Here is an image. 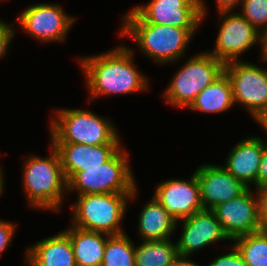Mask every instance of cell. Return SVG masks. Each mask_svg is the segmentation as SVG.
<instances>
[{
  "label": "cell",
  "instance_id": "25",
  "mask_svg": "<svg viewBox=\"0 0 267 266\" xmlns=\"http://www.w3.org/2000/svg\"><path fill=\"white\" fill-rule=\"evenodd\" d=\"M241 15L253 25L259 33L267 30V0H243ZM261 28V29H260Z\"/></svg>",
  "mask_w": 267,
  "mask_h": 266
},
{
  "label": "cell",
  "instance_id": "15",
  "mask_svg": "<svg viewBox=\"0 0 267 266\" xmlns=\"http://www.w3.org/2000/svg\"><path fill=\"white\" fill-rule=\"evenodd\" d=\"M195 174L204 210H212L238 197L248 188L220 165L203 164L195 170Z\"/></svg>",
  "mask_w": 267,
  "mask_h": 266
},
{
  "label": "cell",
  "instance_id": "8",
  "mask_svg": "<svg viewBox=\"0 0 267 266\" xmlns=\"http://www.w3.org/2000/svg\"><path fill=\"white\" fill-rule=\"evenodd\" d=\"M224 73L230 80L234 103L243 105L255 119L267 108V68L239 60L226 63Z\"/></svg>",
  "mask_w": 267,
  "mask_h": 266
},
{
  "label": "cell",
  "instance_id": "33",
  "mask_svg": "<svg viewBox=\"0 0 267 266\" xmlns=\"http://www.w3.org/2000/svg\"><path fill=\"white\" fill-rule=\"evenodd\" d=\"M255 121L258 122L257 124H259V126H261L260 128L267 134V108L255 118Z\"/></svg>",
  "mask_w": 267,
  "mask_h": 266
},
{
  "label": "cell",
  "instance_id": "7",
  "mask_svg": "<svg viewBox=\"0 0 267 266\" xmlns=\"http://www.w3.org/2000/svg\"><path fill=\"white\" fill-rule=\"evenodd\" d=\"M129 155L123 146L100 167L84 168L67 182V192L83 194L133 193L137 187Z\"/></svg>",
  "mask_w": 267,
  "mask_h": 266
},
{
  "label": "cell",
  "instance_id": "13",
  "mask_svg": "<svg viewBox=\"0 0 267 266\" xmlns=\"http://www.w3.org/2000/svg\"><path fill=\"white\" fill-rule=\"evenodd\" d=\"M188 180L170 179L159 183L154 197L177 220L191 217L204 210L195 171Z\"/></svg>",
  "mask_w": 267,
  "mask_h": 266
},
{
  "label": "cell",
  "instance_id": "28",
  "mask_svg": "<svg viewBox=\"0 0 267 266\" xmlns=\"http://www.w3.org/2000/svg\"><path fill=\"white\" fill-rule=\"evenodd\" d=\"M15 229L16 224L0 219V255L8 246H11L10 243L16 231Z\"/></svg>",
  "mask_w": 267,
  "mask_h": 266
},
{
  "label": "cell",
  "instance_id": "12",
  "mask_svg": "<svg viewBox=\"0 0 267 266\" xmlns=\"http://www.w3.org/2000/svg\"><path fill=\"white\" fill-rule=\"evenodd\" d=\"M230 240L263 230L260 223L259 196L251 187L238 197L211 210Z\"/></svg>",
  "mask_w": 267,
  "mask_h": 266
},
{
  "label": "cell",
  "instance_id": "31",
  "mask_svg": "<svg viewBox=\"0 0 267 266\" xmlns=\"http://www.w3.org/2000/svg\"><path fill=\"white\" fill-rule=\"evenodd\" d=\"M242 1L243 0H216L218 13L231 12L233 11V8L235 9L237 7V5H241Z\"/></svg>",
  "mask_w": 267,
  "mask_h": 266
},
{
  "label": "cell",
  "instance_id": "26",
  "mask_svg": "<svg viewBox=\"0 0 267 266\" xmlns=\"http://www.w3.org/2000/svg\"><path fill=\"white\" fill-rule=\"evenodd\" d=\"M230 248L229 253L215 257L207 266H247L234 245Z\"/></svg>",
  "mask_w": 267,
  "mask_h": 266
},
{
  "label": "cell",
  "instance_id": "18",
  "mask_svg": "<svg viewBox=\"0 0 267 266\" xmlns=\"http://www.w3.org/2000/svg\"><path fill=\"white\" fill-rule=\"evenodd\" d=\"M26 250L25 264L29 266H77L70 238L64 230Z\"/></svg>",
  "mask_w": 267,
  "mask_h": 266
},
{
  "label": "cell",
  "instance_id": "3",
  "mask_svg": "<svg viewBox=\"0 0 267 266\" xmlns=\"http://www.w3.org/2000/svg\"><path fill=\"white\" fill-rule=\"evenodd\" d=\"M23 162V186L28 206L33 209L60 211L67 179L58 151L51 144L50 157L30 156Z\"/></svg>",
  "mask_w": 267,
  "mask_h": 266
},
{
  "label": "cell",
  "instance_id": "4",
  "mask_svg": "<svg viewBox=\"0 0 267 266\" xmlns=\"http://www.w3.org/2000/svg\"><path fill=\"white\" fill-rule=\"evenodd\" d=\"M51 118V143H77L91 146L121 144L113 123L82 109H57Z\"/></svg>",
  "mask_w": 267,
  "mask_h": 266
},
{
  "label": "cell",
  "instance_id": "5",
  "mask_svg": "<svg viewBox=\"0 0 267 266\" xmlns=\"http://www.w3.org/2000/svg\"><path fill=\"white\" fill-rule=\"evenodd\" d=\"M133 193H106L78 195L77 202L71 205L72 226L102 232L109 235H121L126 231L121 228L128 202L136 196Z\"/></svg>",
  "mask_w": 267,
  "mask_h": 266
},
{
  "label": "cell",
  "instance_id": "32",
  "mask_svg": "<svg viewBox=\"0 0 267 266\" xmlns=\"http://www.w3.org/2000/svg\"><path fill=\"white\" fill-rule=\"evenodd\" d=\"M261 61L267 62V30L261 34Z\"/></svg>",
  "mask_w": 267,
  "mask_h": 266
},
{
  "label": "cell",
  "instance_id": "11",
  "mask_svg": "<svg viewBox=\"0 0 267 266\" xmlns=\"http://www.w3.org/2000/svg\"><path fill=\"white\" fill-rule=\"evenodd\" d=\"M221 27L215 42V49L208 51L224 64L239 61L246 51L255 44H261V33L240 13H219Z\"/></svg>",
  "mask_w": 267,
  "mask_h": 266
},
{
  "label": "cell",
  "instance_id": "27",
  "mask_svg": "<svg viewBox=\"0 0 267 266\" xmlns=\"http://www.w3.org/2000/svg\"><path fill=\"white\" fill-rule=\"evenodd\" d=\"M13 24H7L0 19V58L7 54L12 38L15 37Z\"/></svg>",
  "mask_w": 267,
  "mask_h": 266
},
{
  "label": "cell",
  "instance_id": "35",
  "mask_svg": "<svg viewBox=\"0 0 267 266\" xmlns=\"http://www.w3.org/2000/svg\"><path fill=\"white\" fill-rule=\"evenodd\" d=\"M3 170H2V167H1V165H0V195L2 194V193H4V185H5V183H4V178H3Z\"/></svg>",
  "mask_w": 267,
  "mask_h": 266
},
{
  "label": "cell",
  "instance_id": "23",
  "mask_svg": "<svg viewBox=\"0 0 267 266\" xmlns=\"http://www.w3.org/2000/svg\"><path fill=\"white\" fill-rule=\"evenodd\" d=\"M231 241L247 266H267V230L238 236Z\"/></svg>",
  "mask_w": 267,
  "mask_h": 266
},
{
  "label": "cell",
  "instance_id": "17",
  "mask_svg": "<svg viewBox=\"0 0 267 266\" xmlns=\"http://www.w3.org/2000/svg\"><path fill=\"white\" fill-rule=\"evenodd\" d=\"M266 141L258 136L246 137L229 152L223 166L236 179L250 188L257 189V174Z\"/></svg>",
  "mask_w": 267,
  "mask_h": 266
},
{
  "label": "cell",
  "instance_id": "24",
  "mask_svg": "<svg viewBox=\"0 0 267 266\" xmlns=\"http://www.w3.org/2000/svg\"><path fill=\"white\" fill-rule=\"evenodd\" d=\"M135 246L126 233L110 235L101 266H135Z\"/></svg>",
  "mask_w": 267,
  "mask_h": 266
},
{
  "label": "cell",
  "instance_id": "6",
  "mask_svg": "<svg viewBox=\"0 0 267 266\" xmlns=\"http://www.w3.org/2000/svg\"><path fill=\"white\" fill-rule=\"evenodd\" d=\"M225 64L208 52L188 58L165 88L163 97L174 107L188 108L196 96L224 73Z\"/></svg>",
  "mask_w": 267,
  "mask_h": 266
},
{
  "label": "cell",
  "instance_id": "19",
  "mask_svg": "<svg viewBox=\"0 0 267 266\" xmlns=\"http://www.w3.org/2000/svg\"><path fill=\"white\" fill-rule=\"evenodd\" d=\"M138 220L137 233L142 241L171 239L178 228L177 220L154 196L144 205Z\"/></svg>",
  "mask_w": 267,
  "mask_h": 266
},
{
  "label": "cell",
  "instance_id": "16",
  "mask_svg": "<svg viewBox=\"0 0 267 266\" xmlns=\"http://www.w3.org/2000/svg\"><path fill=\"white\" fill-rule=\"evenodd\" d=\"M58 151L67 182L84 168L100 167L122 146L121 144H102L91 146L77 143H52Z\"/></svg>",
  "mask_w": 267,
  "mask_h": 266
},
{
  "label": "cell",
  "instance_id": "20",
  "mask_svg": "<svg viewBox=\"0 0 267 266\" xmlns=\"http://www.w3.org/2000/svg\"><path fill=\"white\" fill-rule=\"evenodd\" d=\"M64 231L70 238L77 266H101L109 234L87 231L72 225Z\"/></svg>",
  "mask_w": 267,
  "mask_h": 266
},
{
  "label": "cell",
  "instance_id": "2",
  "mask_svg": "<svg viewBox=\"0 0 267 266\" xmlns=\"http://www.w3.org/2000/svg\"><path fill=\"white\" fill-rule=\"evenodd\" d=\"M123 19L120 37L131 36L140 51L153 59L156 64L174 63L180 60L198 29L149 24L133 10H130Z\"/></svg>",
  "mask_w": 267,
  "mask_h": 266
},
{
  "label": "cell",
  "instance_id": "9",
  "mask_svg": "<svg viewBox=\"0 0 267 266\" xmlns=\"http://www.w3.org/2000/svg\"><path fill=\"white\" fill-rule=\"evenodd\" d=\"M204 0H150L132 10L146 23L198 28L206 17Z\"/></svg>",
  "mask_w": 267,
  "mask_h": 266
},
{
  "label": "cell",
  "instance_id": "22",
  "mask_svg": "<svg viewBox=\"0 0 267 266\" xmlns=\"http://www.w3.org/2000/svg\"><path fill=\"white\" fill-rule=\"evenodd\" d=\"M178 257L171 239L142 241L135 247V266H171Z\"/></svg>",
  "mask_w": 267,
  "mask_h": 266
},
{
  "label": "cell",
  "instance_id": "30",
  "mask_svg": "<svg viewBox=\"0 0 267 266\" xmlns=\"http://www.w3.org/2000/svg\"><path fill=\"white\" fill-rule=\"evenodd\" d=\"M267 185V143L263 147L259 171L257 174V189Z\"/></svg>",
  "mask_w": 267,
  "mask_h": 266
},
{
  "label": "cell",
  "instance_id": "34",
  "mask_svg": "<svg viewBox=\"0 0 267 266\" xmlns=\"http://www.w3.org/2000/svg\"><path fill=\"white\" fill-rule=\"evenodd\" d=\"M171 266H201L194 261L191 262L189 257H178V259Z\"/></svg>",
  "mask_w": 267,
  "mask_h": 266
},
{
  "label": "cell",
  "instance_id": "14",
  "mask_svg": "<svg viewBox=\"0 0 267 266\" xmlns=\"http://www.w3.org/2000/svg\"><path fill=\"white\" fill-rule=\"evenodd\" d=\"M179 221L184 223L182 234L175 243L179 257H189L210 244L230 240L211 210L194 213L191 217Z\"/></svg>",
  "mask_w": 267,
  "mask_h": 266
},
{
  "label": "cell",
  "instance_id": "10",
  "mask_svg": "<svg viewBox=\"0 0 267 266\" xmlns=\"http://www.w3.org/2000/svg\"><path fill=\"white\" fill-rule=\"evenodd\" d=\"M75 19L60 5L46 3L30 5L17 16L23 31L41 43L65 41Z\"/></svg>",
  "mask_w": 267,
  "mask_h": 266
},
{
  "label": "cell",
  "instance_id": "29",
  "mask_svg": "<svg viewBox=\"0 0 267 266\" xmlns=\"http://www.w3.org/2000/svg\"><path fill=\"white\" fill-rule=\"evenodd\" d=\"M259 196L260 223L267 230V185L255 189Z\"/></svg>",
  "mask_w": 267,
  "mask_h": 266
},
{
  "label": "cell",
  "instance_id": "21",
  "mask_svg": "<svg viewBox=\"0 0 267 266\" xmlns=\"http://www.w3.org/2000/svg\"><path fill=\"white\" fill-rule=\"evenodd\" d=\"M234 104L230 80L223 73L196 96L188 109L203 113H221L231 109Z\"/></svg>",
  "mask_w": 267,
  "mask_h": 266
},
{
  "label": "cell",
  "instance_id": "1",
  "mask_svg": "<svg viewBox=\"0 0 267 266\" xmlns=\"http://www.w3.org/2000/svg\"><path fill=\"white\" fill-rule=\"evenodd\" d=\"M134 50L119 45L100 55L80 57L89 102L105 95H125L148 89L147 78L133 63Z\"/></svg>",
  "mask_w": 267,
  "mask_h": 266
}]
</instances>
